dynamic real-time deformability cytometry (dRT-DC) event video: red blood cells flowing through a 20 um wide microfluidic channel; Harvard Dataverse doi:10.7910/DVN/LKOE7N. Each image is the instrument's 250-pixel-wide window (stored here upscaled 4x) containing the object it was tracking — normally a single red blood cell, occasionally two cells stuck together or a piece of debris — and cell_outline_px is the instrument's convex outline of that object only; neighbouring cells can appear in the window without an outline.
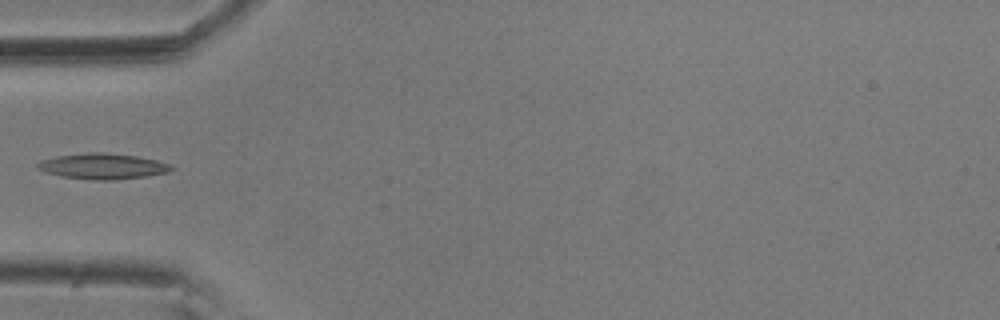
{"species": "common noctule bat (a hibernating species)", "species_latin": "Nyctalus noctula", "temperature_condition": "room temperature", "stored_images_in_passage": 5, "camera_frame_rate_fps": 3000, "um_per_image_px": 0.085, "animal": {"sex": "male", "body_mass_g": 20.5, "forearm_length_mm": 52.5}, "frame": {"image": 1, "passage_image": 5, "time_ms": 1.333, "image_size_px": [1000, 320], "cell_outline_px": [[176, 168], [168, 172], [148, 176], [116, 180], [96, 180], [60, 176], [36, 168], [36, 164], [40, 160], [56, 156], [88, 152], [100, 152], [136, 156], [156, 160], [168, 164]], "centroid_in_image_um": [8.73, 14.13], "position_along_channel_um": 76.3, "area_um2": 20.0}}